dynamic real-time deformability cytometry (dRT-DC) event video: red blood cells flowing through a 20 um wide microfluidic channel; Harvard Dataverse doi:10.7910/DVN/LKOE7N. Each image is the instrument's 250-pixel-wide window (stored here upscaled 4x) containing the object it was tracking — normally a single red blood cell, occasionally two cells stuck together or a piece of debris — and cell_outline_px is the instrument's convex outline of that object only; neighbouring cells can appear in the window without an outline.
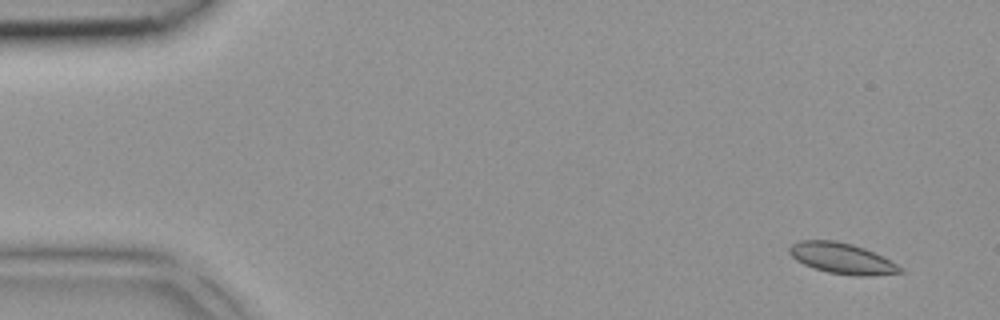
{"species": "common noctule bat (a hibernating species)", "species_latin": "Nyctalus noctula", "temperature_condition": "room temperature", "stored_images_in_passage": 2, "camera_frame_rate_fps": 3000, "um_per_image_px": 0.085, "animal": {"sex": "female", "body_mass_g": 18.4}, "frame": {"image": 1, "passage_image": 1, "time_ms": 0.0, "image_size_px": [1000, 320], "cell_outline_px": [[904, 272], [868, 276], [856, 276], [828, 272], [812, 268], [796, 260], [788, 252], [788, 248], [792, 244], [800, 240], [836, 240], [852, 244], [864, 248], [904, 268]], "centroid_in_image_um": [71.53, 21.96], "position_along_channel_um": 13.5, "area_um2": 19.77}}